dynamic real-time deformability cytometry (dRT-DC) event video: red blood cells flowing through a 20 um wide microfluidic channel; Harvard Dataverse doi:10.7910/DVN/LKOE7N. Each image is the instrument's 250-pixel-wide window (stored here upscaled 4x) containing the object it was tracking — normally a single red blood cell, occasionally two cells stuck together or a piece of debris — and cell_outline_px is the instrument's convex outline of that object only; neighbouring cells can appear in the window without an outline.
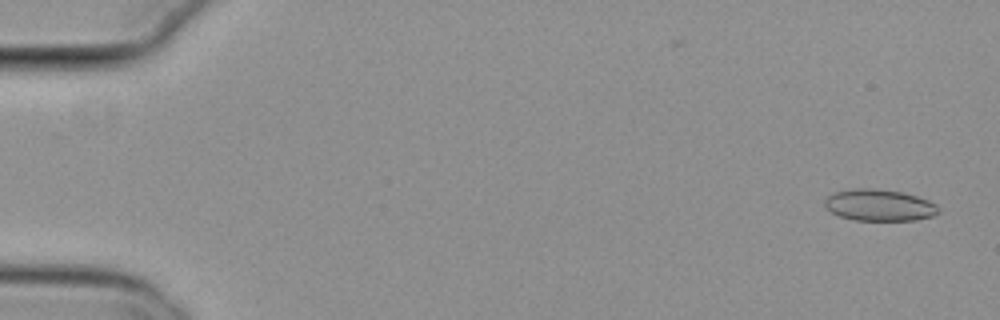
{"species": "common noctule bat (a hibernating species)", "species_latin": "Nyctalus noctula", "temperature_condition": "cold", "stored_images_in_passage": 56, "segment_of_instrument_passage": [1, 2], "camera_frame_rate_fps": 3000, "um_per_image_px": 0.085, "animal": {"sex": "female", "body_mass_g": 29.2, "forearm_length_mm": 56.3}, "frame": {"image": 1, "passage_image": 2, "time_ms": 0.333, "image_size_px": [1000, 320], "cell_outline_px": [[940, 212], [932, 216], [916, 220], [856, 220], [840, 216], [832, 212], [824, 204], [824, 200], [828, 196], [836, 192], [856, 188], [876, 188], [900, 192], [916, 196], [928, 200], [936, 204], [940, 208]], "centroid_in_image_um": [74.77, 17.44], "position_along_channel_um": 10.2, "area_um2": 20.81}}
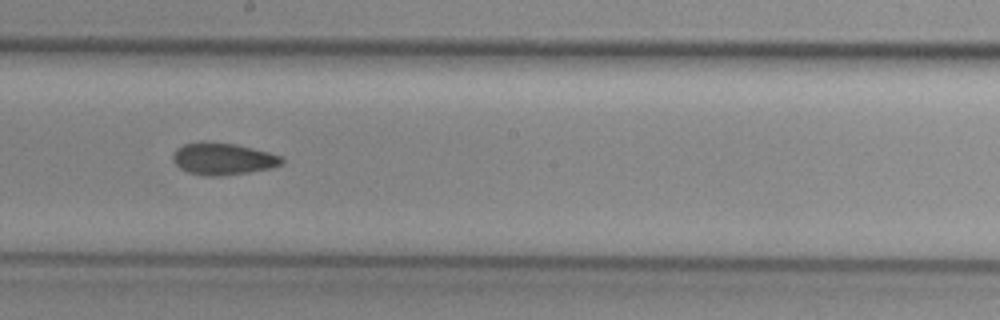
{"frame": {"image": 2, "passage_image": 31, "time_ms": 10.0, "image_size_px": [1000, 320], "cell_outline_px": [[284, 164], [272, 168], [248, 172], [220, 176], [208, 176], [188, 172], [180, 168], [172, 160], [172, 152], [176, 148], [184, 144], [200, 140], [208, 140], [236, 144], [284, 156]], "centroid_in_image_um": [18.94, 13.47], "position_along_channel_um": 229.3, "area_um2": 20.75}}
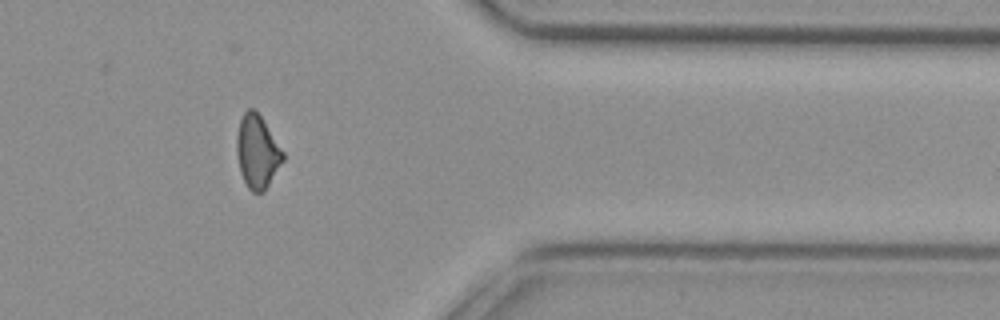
{"frame": {"image": 3, "passage_image": 45, "time_ms": 14.667, "image_size_px": [1000, 320], "cell_outline_px": [[284, 160], [264, 192], [252, 192], [248, 188], [240, 172], [236, 152], [236, 136], [240, 120], [244, 112], [248, 108], [252, 108], [260, 116], [284, 152]], "centroid_in_image_um": [21.85, 12.91], "position_along_channel_um": 389.5, "area_um2": 19.59}}